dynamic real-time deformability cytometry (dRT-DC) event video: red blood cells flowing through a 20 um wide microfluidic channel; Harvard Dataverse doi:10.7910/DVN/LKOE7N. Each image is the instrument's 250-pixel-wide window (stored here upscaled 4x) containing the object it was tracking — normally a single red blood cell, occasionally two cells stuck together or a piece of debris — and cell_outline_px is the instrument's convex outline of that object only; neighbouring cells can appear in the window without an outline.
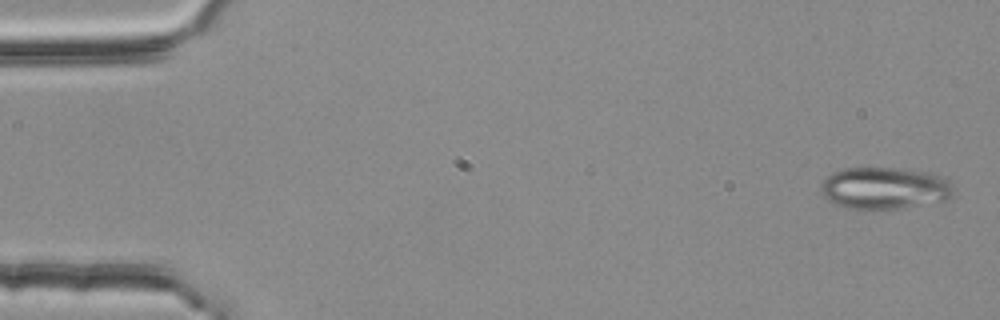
{"species": "common noctule bat (a hibernating species)", "species_latin": "Nyctalus noctula", "temperature_condition": "room temperature", "stored_images_in_passage": 2, "camera_frame_rate_fps": 3000, "um_per_image_px": 0.085, "animal": {"sex": "female", "body_mass_g": 25.1}, "frame": {"image": 1, "passage_image": 2, "time_ms": 0.333, "image_size_px": [1000, 320], "cell_outline_px": [[956, 196], [948, 200], [900, 208], [864, 212], [848, 208], [836, 204], [828, 200], [820, 192], [820, 184], [832, 172], [844, 168], [896, 168], [928, 172], [940, 176], [948, 180], [956, 192]], "centroid_in_image_um": [75.19, 16.02], "position_along_channel_um": 9.8, "area_um2": 33.23}}